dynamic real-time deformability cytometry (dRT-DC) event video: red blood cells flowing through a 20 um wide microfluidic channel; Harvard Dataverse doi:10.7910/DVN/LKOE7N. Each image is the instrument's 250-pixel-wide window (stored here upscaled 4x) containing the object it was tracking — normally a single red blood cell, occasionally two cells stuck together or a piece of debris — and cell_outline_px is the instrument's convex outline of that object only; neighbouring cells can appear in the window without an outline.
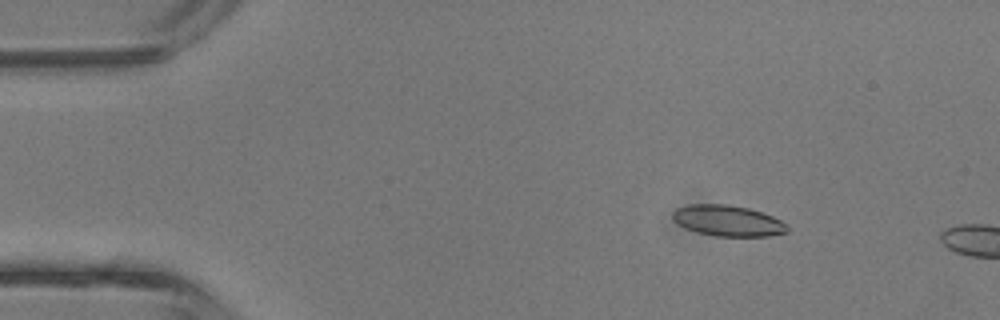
{"species": "common noctule bat (a hibernating species)", "species_latin": "Nyctalus noctula", "temperature_condition": "room temperature", "stored_images_in_passage": 9, "camera_frame_rate_fps": 3000, "um_per_image_px": 0.085, "animal": {"sex": "male", "body_mass_g": 13.3}, "frame": {"image": 1, "passage_image": 6, "time_ms": 1.667, "image_size_px": [1000, 320], "cell_outline_px": [[788, 232], [768, 236], [716, 236], [696, 232], [672, 220], [672, 212], [676, 208], [688, 204], [728, 204], [748, 208], [772, 216], [788, 224]], "centroid_in_image_um": [61.86, 18.75], "position_along_channel_um": 23.1, "area_um2": 20.63}}